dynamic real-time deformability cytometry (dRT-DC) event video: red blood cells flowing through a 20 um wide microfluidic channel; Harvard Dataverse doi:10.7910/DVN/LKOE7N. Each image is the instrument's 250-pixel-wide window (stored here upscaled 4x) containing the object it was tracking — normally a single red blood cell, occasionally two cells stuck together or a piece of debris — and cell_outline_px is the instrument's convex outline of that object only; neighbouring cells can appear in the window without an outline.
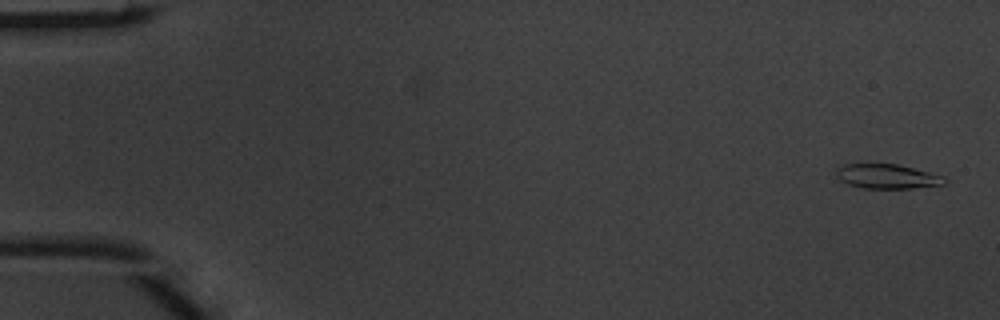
{"species": "common noctule bat (a hibernating species)", "species_latin": "Nyctalus noctula", "temperature_condition": "warm", "stored_images_in_passage": 4, "camera_frame_rate_fps": 3000, "um_per_image_px": 0.085, "animal": {"sex": "male", "body_mass_g": 20.1, "forearm_length_mm": 53.5}, "frame": {"image": 1, "passage_image": 1, "time_ms": 0.0, "image_size_px": [1000, 320], "cell_outline_px": [[948, 180], [944, 184], [912, 188], [860, 188], [848, 184], [840, 180], [836, 176], [836, 168], [844, 164], [896, 164], [944, 176]], "centroid_in_image_um": [75.38, 15.0], "position_along_channel_um": 9.6, "area_um2": 15.37}}